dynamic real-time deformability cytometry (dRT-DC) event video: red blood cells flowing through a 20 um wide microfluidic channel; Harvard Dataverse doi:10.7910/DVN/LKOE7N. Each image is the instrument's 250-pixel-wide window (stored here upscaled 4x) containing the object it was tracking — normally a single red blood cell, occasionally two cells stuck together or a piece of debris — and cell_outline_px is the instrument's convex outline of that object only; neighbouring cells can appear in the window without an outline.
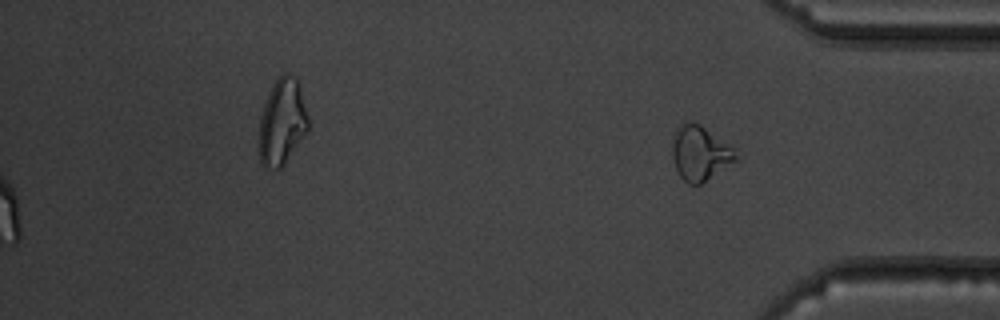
{"species": "common noctule bat (a hibernating species)", "species_latin": "Nyctalus noctula", "temperature_condition": "warm", "stored_images_in_passage": 55, "segment_of_instrument_passage": [2, 2], "camera_frame_rate_fps": 3000, "um_per_image_px": 0.085, "animal": {"sex": "male", "body_mass_g": 19.5, "forearm_length_mm": 54.6}, "frame": {"image": 1, "passage_image": 55, "time_ms": 18.0, "image_size_px": [1000, 320], "cell_outline_px": [[736, 160], [700, 184], [688, 184], [680, 176], [676, 168], [672, 156], [672, 144], [676, 128], [684, 120], [692, 120], [700, 124], [736, 148]], "centroid_in_image_um": [59.48, 12.97], "position_along_channel_um": 375.7, "area_um2": 20.29}}